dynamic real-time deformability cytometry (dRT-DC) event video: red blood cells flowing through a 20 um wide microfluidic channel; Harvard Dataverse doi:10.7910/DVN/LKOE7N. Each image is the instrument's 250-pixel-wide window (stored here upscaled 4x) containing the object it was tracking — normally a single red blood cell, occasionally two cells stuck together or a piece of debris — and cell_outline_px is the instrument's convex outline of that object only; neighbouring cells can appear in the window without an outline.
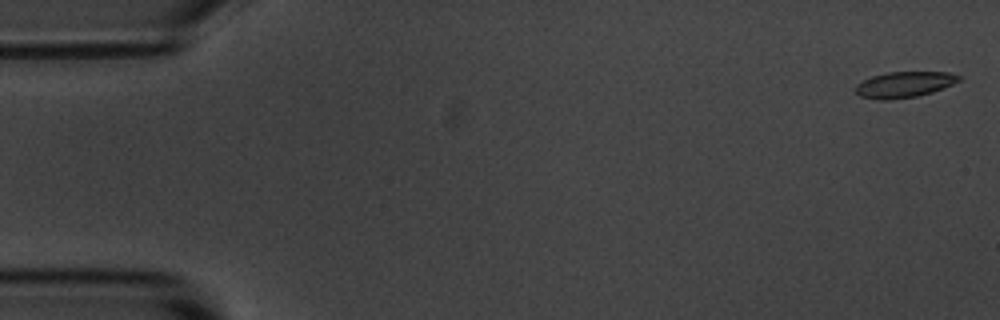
{"species": "common noctule bat (a hibernating species)", "species_latin": "Nyctalus noctula", "temperature_condition": "room temperature", "stored_images_in_passage": 4, "camera_frame_rate_fps": 3000, "um_per_image_px": 0.085, "animal": {"sex": "male", "body_mass_g": 20.1, "forearm_length_mm": 53.5}, "frame": {"image": 1, "passage_image": 1, "time_ms": 0.0, "image_size_px": [1000, 320], "cell_outline_px": [[960, 80], [952, 84], [932, 92], [916, 96], [888, 100], [880, 100], [860, 96], [856, 92], [856, 84], [872, 76], [888, 72], [948, 72], [960, 76]], "centroid_in_image_um": [76.84, 7.18], "position_along_channel_um": 8.2, "area_um2": 15.37}}